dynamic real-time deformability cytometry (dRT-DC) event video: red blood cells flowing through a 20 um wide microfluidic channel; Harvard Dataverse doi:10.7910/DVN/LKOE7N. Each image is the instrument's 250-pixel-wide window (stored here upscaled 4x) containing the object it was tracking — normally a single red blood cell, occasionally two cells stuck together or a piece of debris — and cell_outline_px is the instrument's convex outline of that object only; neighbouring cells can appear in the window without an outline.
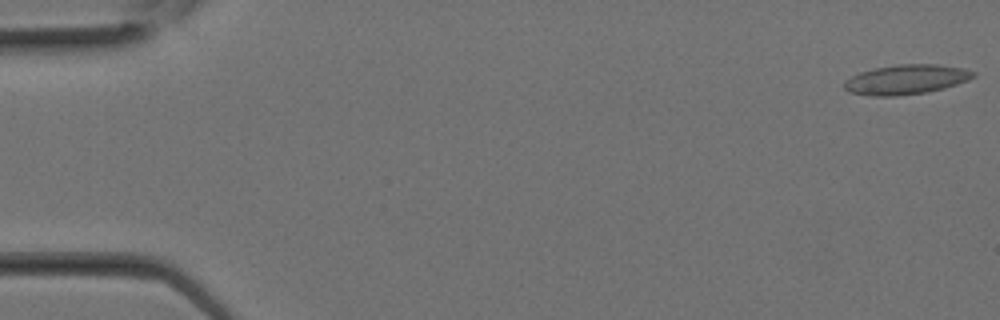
{"species": "Egyptian fruit bat (a non-hibernating species)", "species_latin": "Rousettus aegyptiacus", "temperature_condition": "room temperature", "stored_images_in_passage": 6, "camera_frame_rate_fps": 3000, "um_per_image_px": 0.085, "animal": {"sex": "female"}, "frame": {"image": 1, "passage_image": 1, "time_ms": 0.0, "image_size_px": [1000, 320], "cell_outline_px": [[976, 76], [968, 80], [944, 88], [928, 92], [896, 96], [868, 96], [848, 92], [844, 88], [844, 80], [860, 72], [872, 68], [900, 64], [936, 64], [964, 68], [976, 72]], "centroid_in_image_um": [77.01, 6.76], "position_along_channel_um": 8.0, "area_um2": 22.54}}